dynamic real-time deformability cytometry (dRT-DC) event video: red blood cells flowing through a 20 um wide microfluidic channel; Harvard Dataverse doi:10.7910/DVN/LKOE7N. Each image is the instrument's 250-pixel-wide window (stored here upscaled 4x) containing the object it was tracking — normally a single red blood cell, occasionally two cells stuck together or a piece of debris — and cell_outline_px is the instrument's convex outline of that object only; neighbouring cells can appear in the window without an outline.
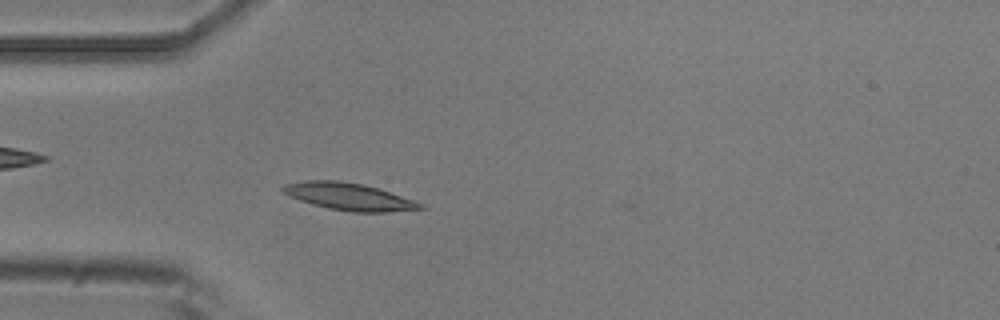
{"species": "common noctule bat (a hibernating species)", "species_latin": "Nyctalus noctula", "temperature_condition": "room temperature", "stored_images_in_passage": 5, "camera_frame_rate_fps": 3000, "um_per_image_px": 0.085, "animal": {"sex": "male", "body_mass_g": 20.5, "forearm_length_mm": 52.5}, "frame": {"image": 1, "passage_image": 5, "time_ms": 1.333, "image_size_px": [1000, 320], "cell_outline_px": [[428, 208], [388, 212], [352, 212], [328, 208], [312, 204], [300, 200], [284, 192], [280, 188], [284, 184], [304, 180], [340, 180], [364, 184], [424, 204]], "centroid_in_image_um": [29.65, 16.71], "position_along_channel_um": 55.3, "area_um2": 21.62}}